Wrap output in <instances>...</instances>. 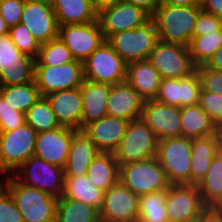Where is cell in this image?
I'll list each match as a JSON object with an SVG mask.
<instances>
[{"instance_id":"cell-23","label":"cell","mask_w":222,"mask_h":222,"mask_svg":"<svg viewBox=\"0 0 222 222\" xmlns=\"http://www.w3.org/2000/svg\"><path fill=\"white\" fill-rule=\"evenodd\" d=\"M61 126L81 130V89L61 90L44 96Z\"/></svg>"},{"instance_id":"cell-14","label":"cell","mask_w":222,"mask_h":222,"mask_svg":"<svg viewBox=\"0 0 222 222\" xmlns=\"http://www.w3.org/2000/svg\"><path fill=\"white\" fill-rule=\"evenodd\" d=\"M58 37L69 48L74 59L82 63L106 41L98 20L59 26Z\"/></svg>"},{"instance_id":"cell-1","label":"cell","mask_w":222,"mask_h":222,"mask_svg":"<svg viewBox=\"0 0 222 222\" xmlns=\"http://www.w3.org/2000/svg\"><path fill=\"white\" fill-rule=\"evenodd\" d=\"M200 5L172 6L161 4L151 15L159 41L189 46Z\"/></svg>"},{"instance_id":"cell-35","label":"cell","mask_w":222,"mask_h":222,"mask_svg":"<svg viewBox=\"0 0 222 222\" xmlns=\"http://www.w3.org/2000/svg\"><path fill=\"white\" fill-rule=\"evenodd\" d=\"M166 195L167 190H162L139 196L138 221L168 222Z\"/></svg>"},{"instance_id":"cell-6","label":"cell","mask_w":222,"mask_h":222,"mask_svg":"<svg viewBox=\"0 0 222 222\" xmlns=\"http://www.w3.org/2000/svg\"><path fill=\"white\" fill-rule=\"evenodd\" d=\"M158 139L142 118L130 121L119 147L114 152L119 165L156 157Z\"/></svg>"},{"instance_id":"cell-15","label":"cell","mask_w":222,"mask_h":222,"mask_svg":"<svg viewBox=\"0 0 222 222\" xmlns=\"http://www.w3.org/2000/svg\"><path fill=\"white\" fill-rule=\"evenodd\" d=\"M138 203L139 196L119 181L104 192L99 210L100 222H136Z\"/></svg>"},{"instance_id":"cell-50","label":"cell","mask_w":222,"mask_h":222,"mask_svg":"<svg viewBox=\"0 0 222 222\" xmlns=\"http://www.w3.org/2000/svg\"><path fill=\"white\" fill-rule=\"evenodd\" d=\"M94 9L99 13L102 9L114 6L122 0H91Z\"/></svg>"},{"instance_id":"cell-47","label":"cell","mask_w":222,"mask_h":222,"mask_svg":"<svg viewBox=\"0 0 222 222\" xmlns=\"http://www.w3.org/2000/svg\"><path fill=\"white\" fill-rule=\"evenodd\" d=\"M201 10L222 18V0H203Z\"/></svg>"},{"instance_id":"cell-10","label":"cell","mask_w":222,"mask_h":222,"mask_svg":"<svg viewBox=\"0 0 222 222\" xmlns=\"http://www.w3.org/2000/svg\"><path fill=\"white\" fill-rule=\"evenodd\" d=\"M35 59L19 51L9 34L0 36V85L26 84L34 80Z\"/></svg>"},{"instance_id":"cell-28","label":"cell","mask_w":222,"mask_h":222,"mask_svg":"<svg viewBox=\"0 0 222 222\" xmlns=\"http://www.w3.org/2000/svg\"><path fill=\"white\" fill-rule=\"evenodd\" d=\"M59 26L86 24L98 20L91 0H51Z\"/></svg>"},{"instance_id":"cell-3","label":"cell","mask_w":222,"mask_h":222,"mask_svg":"<svg viewBox=\"0 0 222 222\" xmlns=\"http://www.w3.org/2000/svg\"><path fill=\"white\" fill-rule=\"evenodd\" d=\"M156 158L171 185H190L191 139L181 136L158 140Z\"/></svg>"},{"instance_id":"cell-12","label":"cell","mask_w":222,"mask_h":222,"mask_svg":"<svg viewBox=\"0 0 222 222\" xmlns=\"http://www.w3.org/2000/svg\"><path fill=\"white\" fill-rule=\"evenodd\" d=\"M34 79L41 96L79 88L84 81L83 63L72 61L63 65H35Z\"/></svg>"},{"instance_id":"cell-40","label":"cell","mask_w":222,"mask_h":222,"mask_svg":"<svg viewBox=\"0 0 222 222\" xmlns=\"http://www.w3.org/2000/svg\"><path fill=\"white\" fill-rule=\"evenodd\" d=\"M198 105L218 127L222 123V94L213 93L201 88Z\"/></svg>"},{"instance_id":"cell-9","label":"cell","mask_w":222,"mask_h":222,"mask_svg":"<svg viewBox=\"0 0 222 222\" xmlns=\"http://www.w3.org/2000/svg\"><path fill=\"white\" fill-rule=\"evenodd\" d=\"M18 170V174L15 176L23 185L37 188L57 199L62 196L65 183L64 168L50 164L36 156H31ZM21 172L24 175L21 174L20 176Z\"/></svg>"},{"instance_id":"cell-41","label":"cell","mask_w":222,"mask_h":222,"mask_svg":"<svg viewBox=\"0 0 222 222\" xmlns=\"http://www.w3.org/2000/svg\"><path fill=\"white\" fill-rule=\"evenodd\" d=\"M25 123V113L14 109L0 94V127L2 131H10Z\"/></svg>"},{"instance_id":"cell-49","label":"cell","mask_w":222,"mask_h":222,"mask_svg":"<svg viewBox=\"0 0 222 222\" xmlns=\"http://www.w3.org/2000/svg\"><path fill=\"white\" fill-rule=\"evenodd\" d=\"M211 69L222 71V47H220L213 55V57L206 64Z\"/></svg>"},{"instance_id":"cell-8","label":"cell","mask_w":222,"mask_h":222,"mask_svg":"<svg viewBox=\"0 0 222 222\" xmlns=\"http://www.w3.org/2000/svg\"><path fill=\"white\" fill-rule=\"evenodd\" d=\"M37 132L27 123L2 131L0 137V172L18 171L19 167L34 156Z\"/></svg>"},{"instance_id":"cell-24","label":"cell","mask_w":222,"mask_h":222,"mask_svg":"<svg viewBox=\"0 0 222 222\" xmlns=\"http://www.w3.org/2000/svg\"><path fill=\"white\" fill-rule=\"evenodd\" d=\"M111 86L84 79L80 87L82 95L81 130L107 115L106 106Z\"/></svg>"},{"instance_id":"cell-19","label":"cell","mask_w":222,"mask_h":222,"mask_svg":"<svg viewBox=\"0 0 222 222\" xmlns=\"http://www.w3.org/2000/svg\"><path fill=\"white\" fill-rule=\"evenodd\" d=\"M78 130L61 126L52 131L37 133L34 156L64 168L73 135Z\"/></svg>"},{"instance_id":"cell-54","label":"cell","mask_w":222,"mask_h":222,"mask_svg":"<svg viewBox=\"0 0 222 222\" xmlns=\"http://www.w3.org/2000/svg\"><path fill=\"white\" fill-rule=\"evenodd\" d=\"M196 1H197L199 4H201L203 0H196Z\"/></svg>"},{"instance_id":"cell-42","label":"cell","mask_w":222,"mask_h":222,"mask_svg":"<svg viewBox=\"0 0 222 222\" xmlns=\"http://www.w3.org/2000/svg\"><path fill=\"white\" fill-rule=\"evenodd\" d=\"M0 222H24L9 191L0 183Z\"/></svg>"},{"instance_id":"cell-36","label":"cell","mask_w":222,"mask_h":222,"mask_svg":"<svg viewBox=\"0 0 222 222\" xmlns=\"http://www.w3.org/2000/svg\"><path fill=\"white\" fill-rule=\"evenodd\" d=\"M220 47H222V28L203 36H192L188 46L192 62L196 67L206 65Z\"/></svg>"},{"instance_id":"cell-30","label":"cell","mask_w":222,"mask_h":222,"mask_svg":"<svg viewBox=\"0 0 222 222\" xmlns=\"http://www.w3.org/2000/svg\"><path fill=\"white\" fill-rule=\"evenodd\" d=\"M181 136L195 139L217 134V127L198 105L180 108Z\"/></svg>"},{"instance_id":"cell-53","label":"cell","mask_w":222,"mask_h":222,"mask_svg":"<svg viewBox=\"0 0 222 222\" xmlns=\"http://www.w3.org/2000/svg\"><path fill=\"white\" fill-rule=\"evenodd\" d=\"M217 134L219 137V147L220 150L222 151V123L217 127Z\"/></svg>"},{"instance_id":"cell-37","label":"cell","mask_w":222,"mask_h":222,"mask_svg":"<svg viewBox=\"0 0 222 222\" xmlns=\"http://www.w3.org/2000/svg\"><path fill=\"white\" fill-rule=\"evenodd\" d=\"M25 123L37 133L55 130L61 125L47 99L41 96L25 113Z\"/></svg>"},{"instance_id":"cell-16","label":"cell","mask_w":222,"mask_h":222,"mask_svg":"<svg viewBox=\"0 0 222 222\" xmlns=\"http://www.w3.org/2000/svg\"><path fill=\"white\" fill-rule=\"evenodd\" d=\"M20 23L29 29L40 44L58 37L59 25L50 2L25 0Z\"/></svg>"},{"instance_id":"cell-27","label":"cell","mask_w":222,"mask_h":222,"mask_svg":"<svg viewBox=\"0 0 222 222\" xmlns=\"http://www.w3.org/2000/svg\"><path fill=\"white\" fill-rule=\"evenodd\" d=\"M98 150L83 130H78L72 137L67 163L64 167L65 176L86 175L89 165Z\"/></svg>"},{"instance_id":"cell-22","label":"cell","mask_w":222,"mask_h":222,"mask_svg":"<svg viewBox=\"0 0 222 222\" xmlns=\"http://www.w3.org/2000/svg\"><path fill=\"white\" fill-rule=\"evenodd\" d=\"M129 123L128 120L106 115L88 124L83 131L99 152L114 153L119 147Z\"/></svg>"},{"instance_id":"cell-39","label":"cell","mask_w":222,"mask_h":222,"mask_svg":"<svg viewBox=\"0 0 222 222\" xmlns=\"http://www.w3.org/2000/svg\"><path fill=\"white\" fill-rule=\"evenodd\" d=\"M9 36L20 52L36 59L40 49V43L33 37L29 29L21 23L10 27Z\"/></svg>"},{"instance_id":"cell-32","label":"cell","mask_w":222,"mask_h":222,"mask_svg":"<svg viewBox=\"0 0 222 222\" xmlns=\"http://www.w3.org/2000/svg\"><path fill=\"white\" fill-rule=\"evenodd\" d=\"M206 206L222 207V151L214 156L206 176L198 185Z\"/></svg>"},{"instance_id":"cell-38","label":"cell","mask_w":222,"mask_h":222,"mask_svg":"<svg viewBox=\"0 0 222 222\" xmlns=\"http://www.w3.org/2000/svg\"><path fill=\"white\" fill-rule=\"evenodd\" d=\"M75 61L69 48L59 37L40 45L35 65L58 66Z\"/></svg>"},{"instance_id":"cell-11","label":"cell","mask_w":222,"mask_h":222,"mask_svg":"<svg viewBox=\"0 0 222 222\" xmlns=\"http://www.w3.org/2000/svg\"><path fill=\"white\" fill-rule=\"evenodd\" d=\"M148 60L162 78H185L196 71L188 46L182 44L158 41Z\"/></svg>"},{"instance_id":"cell-33","label":"cell","mask_w":222,"mask_h":222,"mask_svg":"<svg viewBox=\"0 0 222 222\" xmlns=\"http://www.w3.org/2000/svg\"><path fill=\"white\" fill-rule=\"evenodd\" d=\"M55 222H100L99 211L85 203L60 197Z\"/></svg>"},{"instance_id":"cell-13","label":"cell","mask_w":222,"mask_h":222,"mask_svg":"<svg viewBox=\"0 0 222 222\" xmlns=\"http://www.w3.org/2000/svg\"><path fill=\"white\" fill-rule=\"evenodd\" d=\"M206 207L197 185H170L167 189L168 222H193Z\"/></svg>"},{"instance_id":"cell-25","label":"cell","mask_w":222,"mask_h":222,"mask_svg":"<svg viewBox=\"0 0 222 222\" xmlns=\"http://www.w3.org/2000/svg\"><path fill=\"white\" fill-rule=\"evenodd\" d=\"M162 77L149 60L127 64L126 81L146 100L156 98Z\"/></svg>"},{"instance_id":"cell-45","label":"cell","mask_w":222,"mask_h":222,"mask_svg":"<svg viewBox=\"0 0 222 222\" xmlns=\"http://www.w3.org/2000/svg\"><path fill=\"white\" fill-rule=\"evenodd\" d=\"M24 5L25 0H2L0 2V15L9 27L20 23Z\"/></svg>"},{"instance_id":"cell-48","label":"cell","mask_w":222,"mask_h":222,"mask_svg":"<svg viewBox=\"0 0 222 222\" xmlns=\"http://www.w3.org/2000/svg\"><path fill=\"white\" fill-rule=\"evenodd\" d=\"M127 3H132L135 6L143 8L146 12L152 15L161 5L160 0H122Z\"/></svg>"},{"instance_id":"cell-34","label":"cell","mask_w":222,"mask_h":222,"mask_svg":"<svg viewBox=\"0 0 222 222\" xmlns=\"http://www.w3.org/2000/svg\"><path fill=\"white\" fill-rule=\"evenodd\" d=\"M0 94L14 109L23 113L41 97L35 79L26 84L1 85Z\"/></svg>"},{"instance_id":"cell-51","label":"cell","mask_w":222,"mask_h":222,"mask_svg":"<svg viewBox=\"0 0 222 222\" xmlns=\"http://www.w3.org/2000/svg\"><path fill=\"white\" fill-rule=\"evenodd\" d=\"M161 4L172 6L200 5L196 0H160Z\"/></svg>"},{"instance_id":"cell-20","label":"cell","mask_w":222,"mask_h":222,"mask_svg":"<svg viewBox=\"0 0 222 222\" xmlns=\"http://www.w3.org/2000/svg\"><path fill=\"white\" fill-rule=\"evenodd\" d=\"M158 140L181 137L180 108L163 104L155 99L146 100L141 117Z\"/></svg>"},{"instance_id":"cell-44","label":"cell","mask_w":222,"mask_h":222,"mask_svg":"<svg viewBox=\"0 0 222 222\" xmlns=\"http://www.w3.org/2000/svg\"><path fill=\"white\" fill-rule=\"evenodd\" d=\"M222 28V18L201 10L196 18L193 35L203 36L219 31Z\"/></svg>"},{"instance_id":"cell-4","label":"cell","mask_w":222,"mask_h":222,"mask_svg":"<svg viewBox=\"0 0 222 222\" xmlns=\"http://www.w3.org/2000/svg\"><path fill=\"white\" fill-rule=\"evenodd\" d=\"M106 41L128 64L148 60L159 39L155 23L150 19L140 27L112 34Z\"/></svg>"},{"instance_id":"cell-2","label":"cell","mask_w":222,"mask_h":222,"mask_svg":"<svg viewBox=\"0 0 222 222\" xmlns=\"http://www.w3.org/2000/svg\"><path fill=\"white\" fill-rule=\"evenodd\" d=\"M4 187L13 197L24 222L56 221L57 198L37 188L25 186L13 176H8Z\"/></svg>"},{"instance_id":"cell-46","label":"cell","mask_w":222,"mask_h":222,"mask_svg":"<svg viewBox=\"0 0 222 222\" xmlns=\"http://www.w3.org/2000/svg\"><path fill=\"white\" fill-rule=\"evenodd\" d=\"M193 222H222V207L207 206Z\"/></svg>"},{"instance_id":"cell-18","label":"cell","mask_w":222,"mask_h":222,"mask_svg":"<svg viewBox=\"0 0 222 222\" xmlns=\"http://www.w3.org/2000/svg\"><path fill=\"white\" fill-rule=\"evenodd\" d=\"M201 80L195 71L185 78H162L156 101L174 107L198 104Z\"/></svg>"},{"instance_id":"cell-26","label":"cell","mask_w":222,"mask_h":222,"mask_svg":"<svg viewBox=\"0 0 222 222\" xmlns=\"http://www.w3.org/2000/svg\"><path fill=\"white\" fill-rule=\"evenodd\" d=\"M218 134L191 139L190 185H199L219 152Z\"/></svg>"},{"instance_id":"cell-52","label":"cell","mask_w":222,"mask_h":222,"mask_svg":"<svg viewBox=\"0 0 222 222\" xmlns=\"http://www.w3.org/2000/svg\"><path fill=\"white\" fill-rule=\"evenodd\" d=\"M10 27L6 24L5 20L0 15V36L9 33Z\"/></svg>"},{"instance_id":"cell-29","label":"cell","mask_w":222,"mask_h":222,"mask_svg":"<svg viewBox=\"0 0 222 222\" xmlns=\"http://www.w3.org/2000/svg\"><path fill=\"white\" fill-rule=\"evenodd\" d=\"M120 166L114 153L98 152L87 170V177L99 189L107 191L119 182Z\"/></svg>"},{"instance_id":"cell-21","label":"cell","mask_w":222,"mask_h":222,"mask_svg":"<svg viewBox=\"0 0 222 222\" xmlns=\"http://www.w3.org/2000/svg\"><path fill=\"white\" fill-rule=\"evenodd\" d=\"M144 102L145 100L127 81L114 84L107 100V115L128 121L141 118Z\"/></svg>"},{"instance_id":"cell-5","label":"cell","mask_w":222,"mask_h":222,"mask_svg":"<svg viewBox=\"0 0 222 222\" xmlns=\"http://www.w3.org/2000/svg\"><path fill=\"white\" fill-rule=\"evenodd\" d=\"M119 166V181L137 196L167 190L171 185L156 157Z\"/></svg>"},{"instance_id":"cell-17","label":"cell","mask_w":222,"mask_h":222,"mask_svg":"<svg viewBox=\"0 0 222 222\" xmlns=\"http://www.w3.org/2000/svg\"><path fill=\"white\" fill-rule=\"evenodd\" d=\"M150 19L151 15L143 8L124 1L98 13V21L105 39L123 30L140 27Z\"/></svg>"},{"instance_id":"cell-43","label":"cell","mask_w":222,"mask_h":222,"mask_svg":"<svg viewBox=\"0 0 222 222\" xmlns=\"http://www.w3.org/2000/svg\"><path fill=\"white\" fill-rule=\"evenodd\" d=\"M196 71L203 90L222 94V71L211 69L206 65L196 67Z\"/></svg>"},{"instance_id":"cell-7","label":"cell","mask_w":222,"mask_h":222,"mask_svg":"<svg viewBox=\"0 0 222 222\" xmlns=\"http://www.w3.org/2000/svg\"><path fill=\"white\" fill-rule=\"evenodd\" d=\"M127 63L104 41L83 62L84 79L114 85L126 81Z\"/></svg>"},{"instance_id":"cell-31","label":"cell","mask_w":222,"mask_h":222,"mask_svg":"<svg viewBox=\"0 0 222 222\" xmlns=\"http://www.w3.org/2000/svg\"><path fill=\"white\" fill-rule=\"evenodd\" d=\"M63 198L73 199L97 209H101L104 191L99 189L87 175L65 176Z\"/></svg>"}]
</instances>
